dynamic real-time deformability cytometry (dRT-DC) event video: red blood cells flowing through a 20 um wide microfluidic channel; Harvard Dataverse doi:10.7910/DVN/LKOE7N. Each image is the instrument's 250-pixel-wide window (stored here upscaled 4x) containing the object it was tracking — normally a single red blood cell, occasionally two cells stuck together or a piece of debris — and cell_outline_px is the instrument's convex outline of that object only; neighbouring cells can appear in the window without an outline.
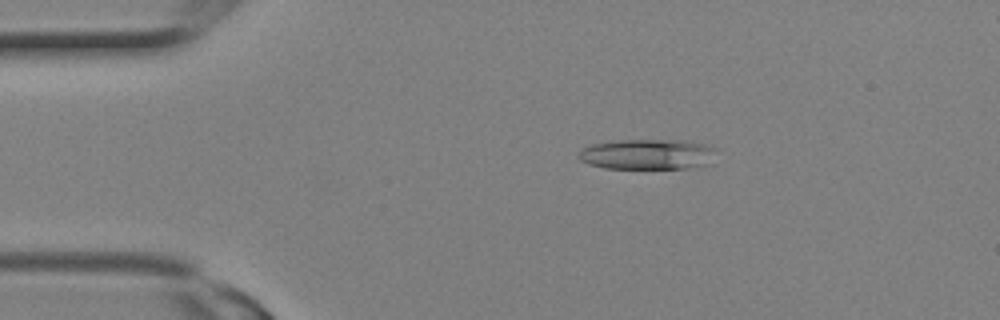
{"species": "Egyptian fruit bat (a non-hibernating species)", "species_latin": "Rousettus aegyptiacus", "temperature_condition": "room temperature", "stored_images_in_passage": 11, "camera_frame_rate_fps": 3000, "um_per_image_px": 0.085, "animal": {"sex": "female"}, "frame": {"image": 1, "passage_image": 5, "time_ms": 1.333, "image_size_px": [1000, 320], "cell_outline_px": [[720, 148], [704, 164], [688, 168], [604, 168], [588, 164], [580, 160], [576, 156], [584, 148], [592, 144], [616, 140], [684, 140], [704, 144]], "centroid_in_image_um": [55.0, 13.1], "position_along_channel_um": 30.0, "area_um2": 24.28}}
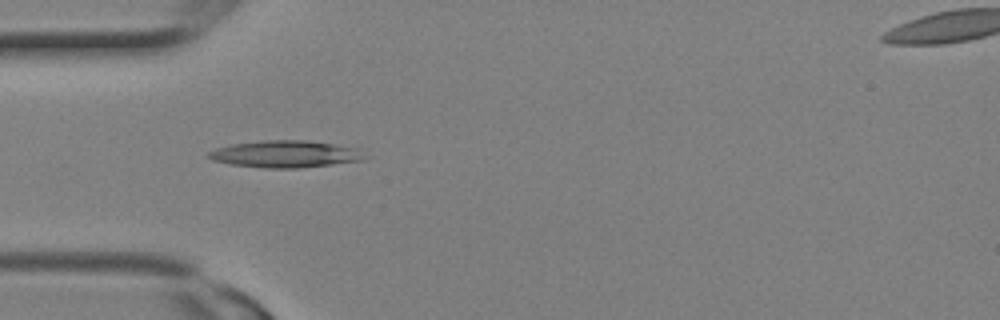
{"frame": {"image": 2, "passage_image": 8, "time_ms": 2.333, "image_size_px": [1000, 320], "cell_outline_px": [[372, 156], [364, 160], [332, 164], [296, 168], [264, 168], [232, 164], [212, 160], [204, 156], [208, 152], [216, 148], [232, 144], [260, 140], [304, 140], [332, 144], [356, 148]], "centroid_in_image_um": [24.27, 13.09], "position_along_channel_um": 60.7, "area_um2": 24.68}}
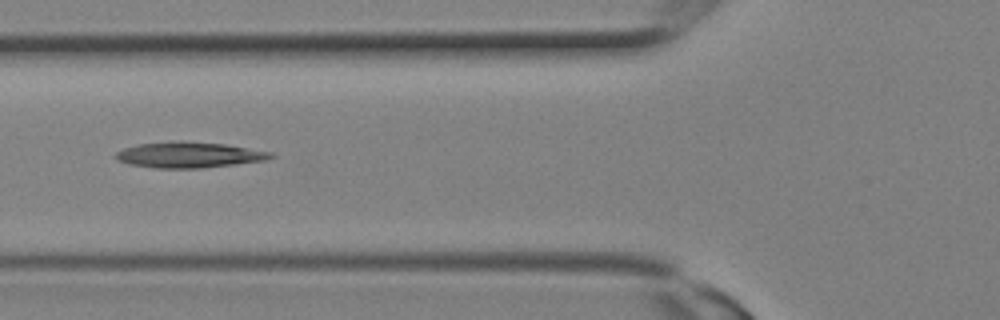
{"frame": {"image": 3, "passage_image": 10, "time_ms": 3.0, "image_size_px": [1000, 320], "cell_outline_px": [[276, 156], [264, 160], [200, 168], [152, 168], [128, 164], [116, 160], [116, 152], [124, 148], [136, 144], [224, 144], [272, 152]], "centroid_in_image_um": [16.05, 13.21], "position_along_channel_um": 109.8, "area_um2": 21.96}}